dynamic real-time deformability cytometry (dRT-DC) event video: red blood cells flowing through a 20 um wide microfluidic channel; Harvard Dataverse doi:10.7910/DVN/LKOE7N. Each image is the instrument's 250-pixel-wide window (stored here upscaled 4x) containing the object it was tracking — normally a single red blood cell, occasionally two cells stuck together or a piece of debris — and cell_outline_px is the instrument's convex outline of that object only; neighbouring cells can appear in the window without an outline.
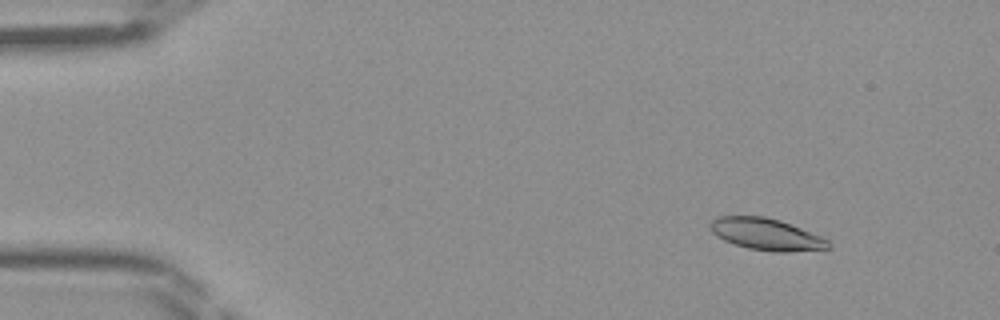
{"species": "Egyptian fruit bat (a non-hibernating species)", "species_latin": "Rousettus aegyptiacus", "temperature_condition": "room temperature", "stored_images_in_passage": 46, "camera_frame_rate_fps": 3000, "um_per_image_px": 0.085, "frame": {"image": 1, "passage_image": 6, "time_ms": 1.667, "image_size_px": [1000, 320], "cell_outline_px": [[832, 248], [788, 252], [772, 252], [748, 248], [724, 240], [716, 236], [712, 232], [708, 224], [716, 216], [764, 216], [780, 220], [820, 236], [828, 240], [832, 244]], "centroid_in_image_um": [65.12, 19.91], "position_along_channel_um": 19.9, "area_um2": 21.91}}
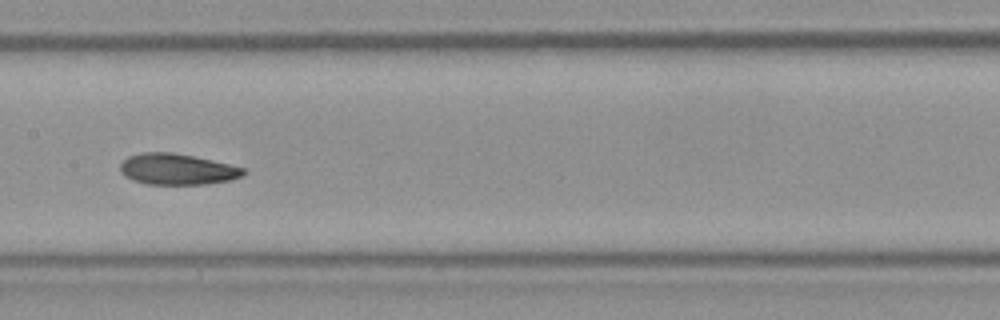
{"frame": {"image": 2, "passage_image": 24, "time_ms": 7.667, "image_size_px": [1000, 320], "cell_outline_px": [[248, 172], [232, 180], [204, 184], [148, 184], [132, 180], [124, 176], [120, 172], [120, 164], [128, 156], [140, 152], [172, 152], [212, 160], [244, 168]], "centroid_in_image_um": [15.03, 14.38], "position_along_channel_um": 192.4, "area_um2": 22.31}}
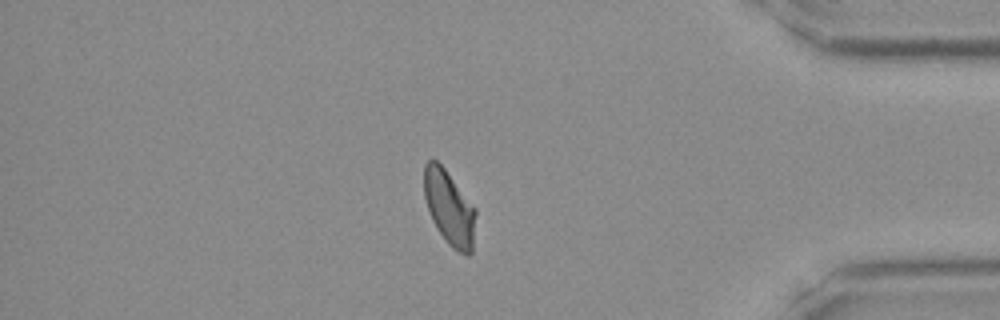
{"frame": {"image": 3, "passage_image": 40, "time_ms": 13.0, "image_size_px": [1000, 320], "cell_outline_px": [[476, 212], [472, 252], [468, 256], [456, 252], [448, 244], [432, 220], [424, 196], [424, 164], [432, 156], [444, 168], [476, 208]], "centroid_in_image_um": [38.19, 17.66], "position_along_channel_um": 397.0, "area_um2": 22.48}}